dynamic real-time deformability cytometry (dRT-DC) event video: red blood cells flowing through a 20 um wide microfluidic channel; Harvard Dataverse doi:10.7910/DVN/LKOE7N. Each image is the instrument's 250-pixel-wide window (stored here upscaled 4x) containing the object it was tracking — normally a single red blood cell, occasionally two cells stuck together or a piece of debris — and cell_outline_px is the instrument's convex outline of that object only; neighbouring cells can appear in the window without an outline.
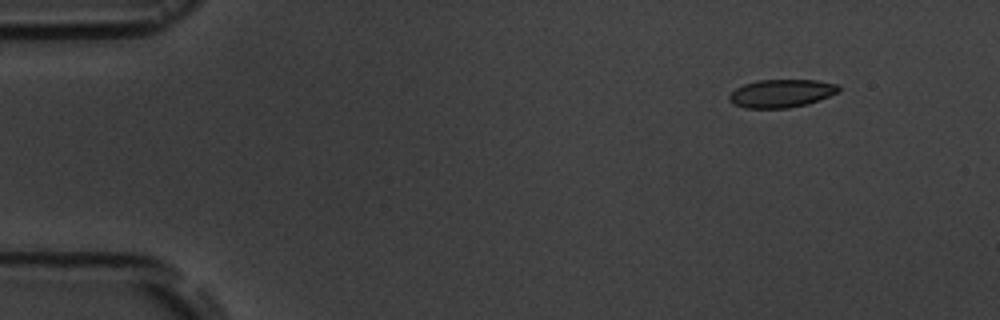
{"species": "common noctule bat (a hibernating species)", "species_latin": "Nyctalus noctula", "temperature_condition": "room temperature", "stored_images_in_passage": 3, "camera_frame_rate_fps": 3000, "um_per_image_px": 0.085, "animal": {"sex": "male", "body_mass_g": 19.5, "forearm_length_mm": 54.6}, "frame": {"image": 1, "passage_image": 1, "time_ms": 0.0, "image_size_px": [1000, 320], "cell_outline_px": [[840, 92], [820, 100], [808, 104], [788, 108], [744, 108], [732, 104], [728, 100], [728, 96], [736, 88], [744, 84], [760, 80], [816, 80], [840, 84]], "centroid_in_image_um": [66.44, 7.94], "position_along_channel_um": 18.6, "area_um2": 18.15}}
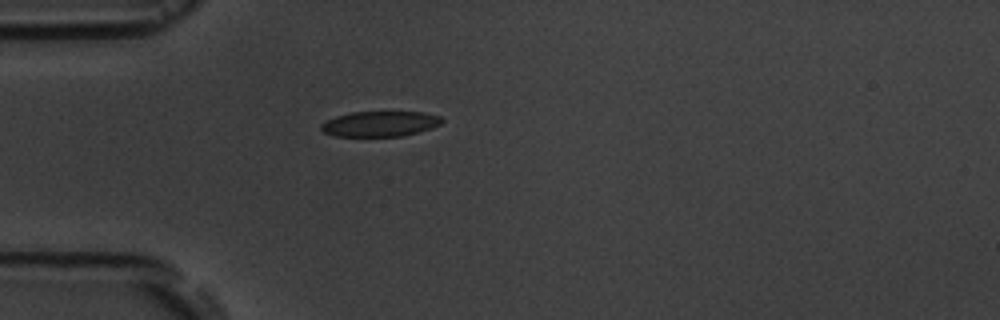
{"frame": {"image": 2, "passage_image": 3, "time_ms": 3.333, "image_size_px": [1000, 320], "cell_outline_px": [[444, 120], [440, 124], [432, 128], [404, 136], [332, 136], [324, 132], [320, 128], [320, 124], [336, 116], [352, 112], [424, 112], [440, 116]], "centroid_in_image_um": [32.31, 10.53], "position_along_channel_um": 52.7, "area_um2": 17.86}}